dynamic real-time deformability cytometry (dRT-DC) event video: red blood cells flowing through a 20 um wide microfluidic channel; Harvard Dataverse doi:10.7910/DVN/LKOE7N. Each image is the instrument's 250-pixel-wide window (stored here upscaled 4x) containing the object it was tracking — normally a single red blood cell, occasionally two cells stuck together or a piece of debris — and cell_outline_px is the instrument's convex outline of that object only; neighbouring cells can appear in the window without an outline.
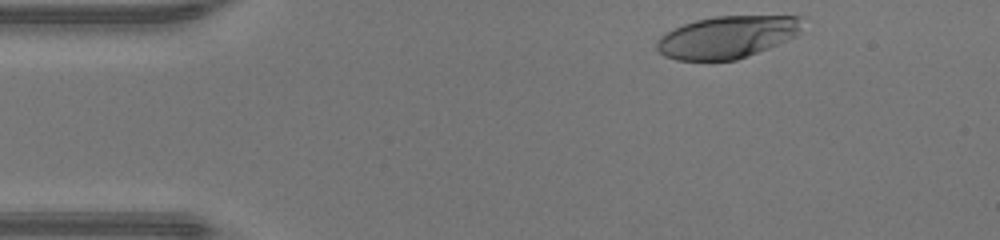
{"species": "human", "species_latin": "Homo sapiens", "temperature_condition": "warm", "stored_images_in_passage": 35, "camera_frame_rate_fps": 3000, "um_per_image_px": 0.085, "donor": {"sex": "male"}, "frame": {"image": 1, "passage_image": 2, "time_ms": 0.333, "image_size_px": [1000, 240], "cell_outline_px": [[808, 16], [800, 32], [796, 36], [768, 48], [736, 60], [676, 60], [664, 56], [656, 48], [656, 44], [660, 36], [664, 32], [684, 24], [696, 20], [716, 16]], "centroid_in_image_um": [61.85, 3.13], "position_along_channel_um": 23.2, "area_um2": 36.07}}
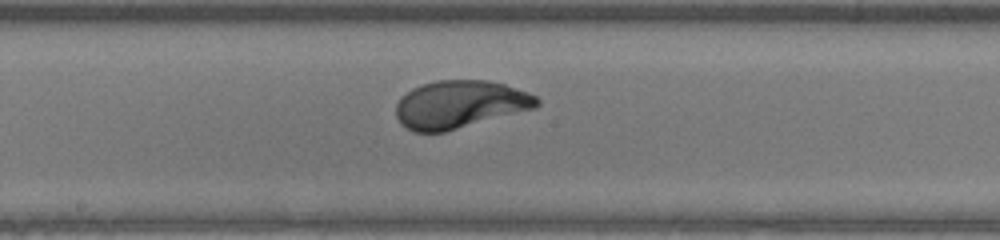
{"frame": {"image": 2, "passage_image": 20, "time_ms": 6.333, "image_size_px": [1000, 240], "cell_outline_px": [[540, 104], [536, 108], [444, 132], [412, 132], [400, 124], [396, 116], [396, 104], [400, 96], [412, 88], [436, 80], [488, 80], [504, 84], [528, 92], [536, 96], [540, 100]], "centroid_in_image_um": [39.07, 8.88], "position_along_channel_um": 209.1, "area_um2": 39.42}}
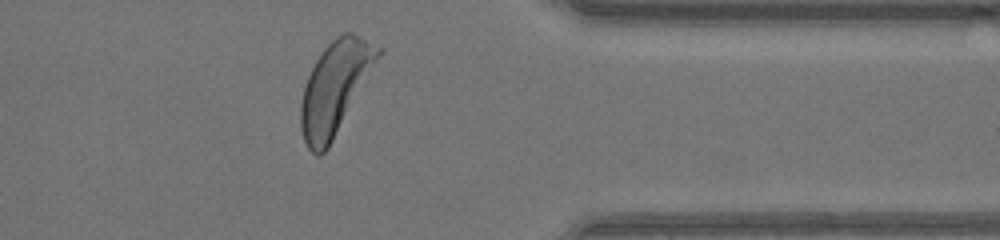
{"frame": {"image": 3, "passage_image": 33, "time_ms": 10.667, "image_size_px": [1000, 240], "cell_outline_px": [[384, 48], [380, 56], [328, 148], [320, 156], [316, 156], [308, 148], [304, 140], [300, 128], [300, 104], [304, 88], [308, 76], [316, 60], [324, 48], [336, 36], [344, 32], [352, 32]], "centroid_in_image_um": [28.46, 7.45], "position_along_channel_um": 382.9, "area_um2": 41.04}, "authors_computed_cell_mechanics": {"area_um2": 38.6104, "velocity_mm_per_s": 4.3601, "shape_relaxation_time_tau1_ms": 2.2684, "shape_relaxation_time_tau2_ms": null, "deformation_change_tau1": 0.196, "deformation_change_tau2": null}}